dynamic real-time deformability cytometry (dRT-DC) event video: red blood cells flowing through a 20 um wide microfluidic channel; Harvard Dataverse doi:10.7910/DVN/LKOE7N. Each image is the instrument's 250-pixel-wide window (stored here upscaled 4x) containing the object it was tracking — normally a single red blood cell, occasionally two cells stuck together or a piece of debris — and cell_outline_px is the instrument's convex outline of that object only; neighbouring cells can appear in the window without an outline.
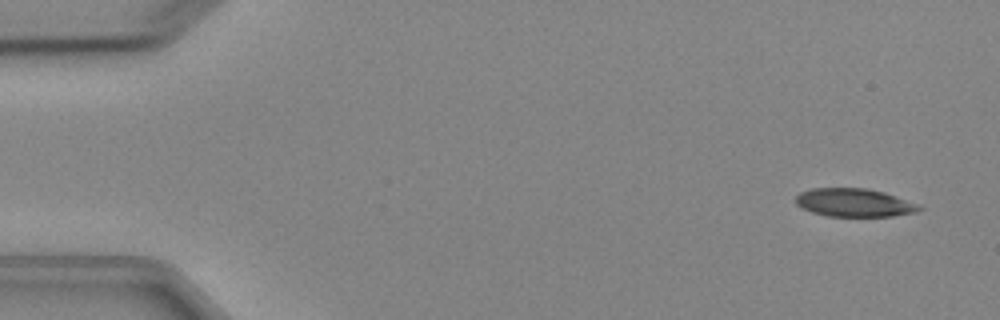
{"species": "Egyptian fruit bat (a non-hibernating species)", "species_latin": "Rousettus aegyptiacus", "temperature_condition": "cold", "stored_images_in_passage": 6, "camera_frame_rate_fps": 3000, "um_per_image_px": 0.085, "animal": {"sex": "female"}, "frame": {"image": 1, "passage_image": 1, "time_ms": 0.0, "image_size_px": [1000, 320], "cell_outline_px": [[924, 208], [916, 212], [892, 216], [828, 216], [812, 212], [796, 204], [796, 196], [800, 192], [812, 188], [868, 188], [884, 192], [916, 204]], "centroid_in_image_um": [72.59, 17.22], "position_along_channel_um": 12.4, "area_um2": 20.11}}
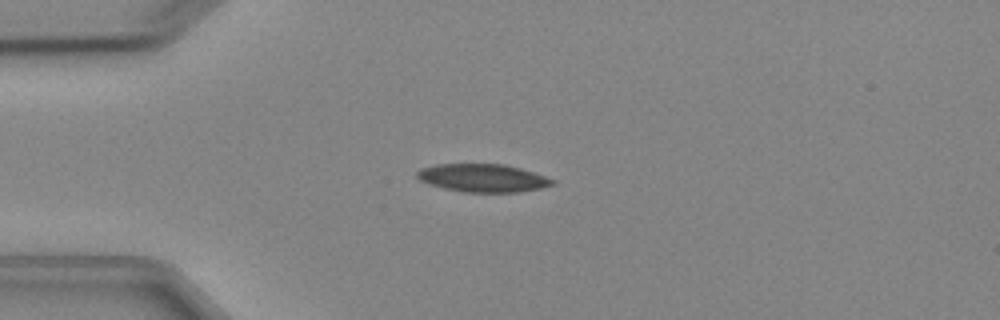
{"frame": {"image": 2, "passage_image": 3, "time_ms": 3.333, "image_size_px": [1000, 320], "cell_outline_px": [[556, 184], [540, 188], [516, 192], [464, 192], [444, 188], [420, 180], [416, 176], [416, 172], [420, 168], [436, 164], [504, 164], [520, 168], [556, 180]], "centroid_in_image_um": [41.04, 15.12], "position_along_channel_um": 44.0, "area_um2": 21.96}}